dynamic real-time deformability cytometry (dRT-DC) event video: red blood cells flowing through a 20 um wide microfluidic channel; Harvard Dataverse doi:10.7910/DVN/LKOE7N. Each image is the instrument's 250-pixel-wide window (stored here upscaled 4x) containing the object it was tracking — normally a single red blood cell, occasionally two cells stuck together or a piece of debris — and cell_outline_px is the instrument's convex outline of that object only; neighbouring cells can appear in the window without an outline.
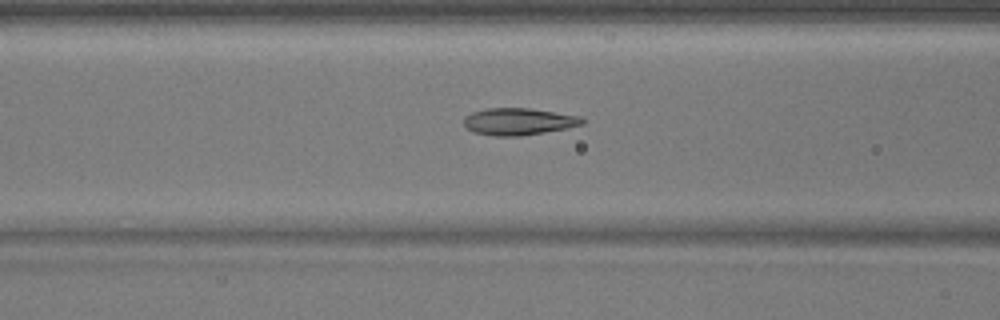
{"species": "common noctule bat (a hibernating species)", "species_latin": "Nyctalus noctula", "temperature_condition": "warm", "stored_images_in_passage": 43, "camera_frame_rate_fps": 3000, "um_per_image_px": 0.085, "animal": {"sex": "male", "body_mass_g": 17.9}, "frame": {"image": 1, "passage_image": 13, "time_ms": 4.0, "image_size_px": [1000, 320], "cell_outline_px": [[584, 124], [544, 132], [520, 136], [492, 136], [472, 132], [464, 124], [464, 116], [472, 112], [488, 108], [528, 108], [580, 116], [584, 120]], "centroid_in_image_um": [44.04, 10.33], "position_along_channel_um": 122.6, "area_um2": 18.5}}
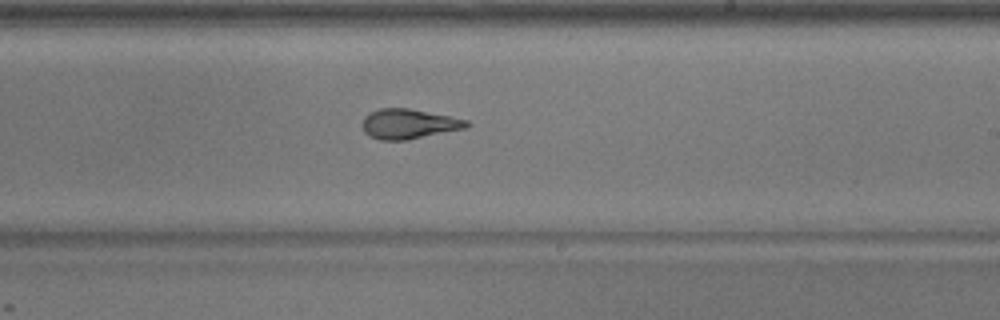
{"frame": {"image": 2, "passage_image": 23, "time_ms": 7.333, "image_size_px": [1000, 320], "cell_outline_px": [[472, 124], [468, 128], [408, 140], [380, 140], [368, 136], [364, 132], [364, 116], [368, 112], [380, 108], [408, 108], [468, 120]], "centroid_in_image_um": [34.77, 10.54], "position_along_channel_um": 254.2, "area_um2": 18.26}}
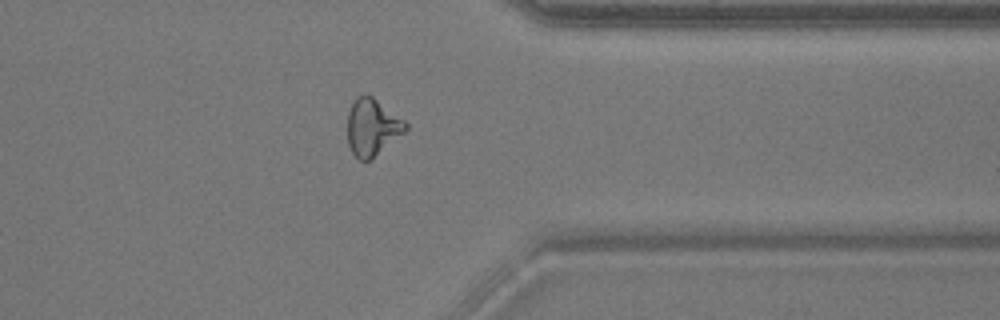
{"frame": {"image": 3, "passage_image": 33, "time_ms": 10.667, "image_size_px": [1000, 320], "cell_outline_px": [[408, 128], [404, 132], [372, 160], [360, 160], [352, 152], [348, 144], [348, 112], [356, 96], [364, 92], [372, 96], [404, 120], [408, 124]], "centroid_in_image_um": [31.63, 10.8], "position_along_channel_um": 379.8, "area_um2": 19.31}}